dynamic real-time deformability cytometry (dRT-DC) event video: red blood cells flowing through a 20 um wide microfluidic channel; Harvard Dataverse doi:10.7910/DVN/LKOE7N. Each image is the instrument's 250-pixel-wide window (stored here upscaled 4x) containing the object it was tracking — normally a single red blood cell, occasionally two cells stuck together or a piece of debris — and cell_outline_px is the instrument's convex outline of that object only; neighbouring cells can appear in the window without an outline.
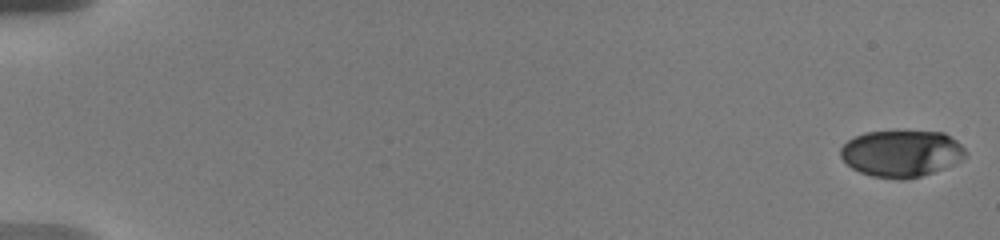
{"species": "human", "species_latin": "Homo sapiens", "temperature_condition": "warm", "stored_images_in_passage": 64, "camera_frame_rate_fps": 3000, "um_per_image_px": 0.085, "donor": {"sex": "male"}, "frame": {"image": 1, "passage_image": 1, "time_ms": 0.0, "image_size_px": [1000, 240], "cell_outline_px": [[968, 152], [960, 160], [944, 168], [920, 176], [904, 180], [900, 180], [872, 176], [860, 172], [852, 168], [840, 156], [840, 148], [848, 140], [864, 132], [944, 132], [956, 140]], "centroid_in_image_um": [76.61, 13.05], "position_along_channel_um": 8.4, "area_um2": 33.76}}
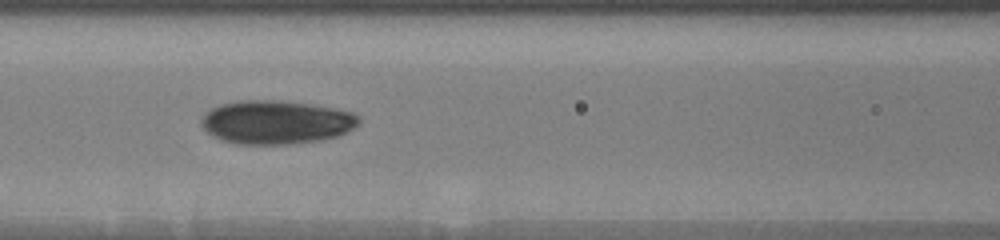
{"frame": {"image": 2, "passage_image": 32, "time_ms": 8.667, "image_size_px": [1000, 240], "cell_outline_px": [[360, 124], [348, 132], [336, 136], [320, 140], [288, 144], [236, 144], [220, 140], [208, 132], [200, 124], [200, 120], [212, 108], [220, 104], [240, 100], [280, 100], [312, 104], [352, 112], [360, 116]], "centroid_in_image_um": [23.49, 10.38], "position_along_channel_um": 143.1, "area_um2": 40.17}}
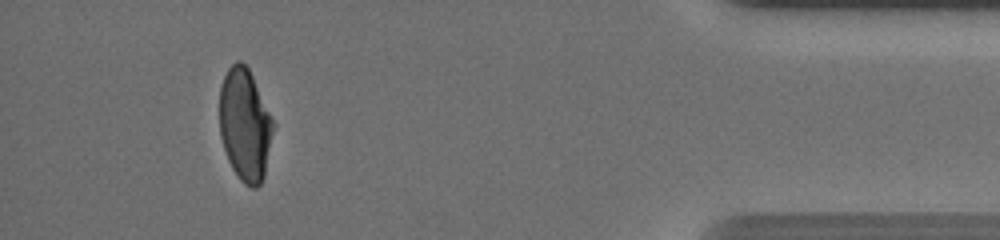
{"frame": {"image": 3, "passage_image": 61, "time_ms": 17.333, "image_size_px": [1000, 240], "cell_outline_px": [[276, 124], [264, 176], [260, 184], [256, 188], [252, 188], [244, 184], [240, 180], [232, 168], [228, 160], [220, 136], [220, 88], [224, 76], [228, 68], [236, 60], [240, 60], [248, 68]], "centroid_in_image_um": [20.84, 10.62], "position_along_channel_um": 414.4, "area_um2": 35.37}, "authors_computed_cell_mechanics": {"area_um2": 35.8938, "velocity_mm_per_s": 3.6777, "shape_relaxation_time_tau1_ms": 7.1933, "shape_relaxation_time_tau2_ms": 1.2383, "deformation_change_tau1": 0.204, "deformation_change_tau2": 0.0509}}